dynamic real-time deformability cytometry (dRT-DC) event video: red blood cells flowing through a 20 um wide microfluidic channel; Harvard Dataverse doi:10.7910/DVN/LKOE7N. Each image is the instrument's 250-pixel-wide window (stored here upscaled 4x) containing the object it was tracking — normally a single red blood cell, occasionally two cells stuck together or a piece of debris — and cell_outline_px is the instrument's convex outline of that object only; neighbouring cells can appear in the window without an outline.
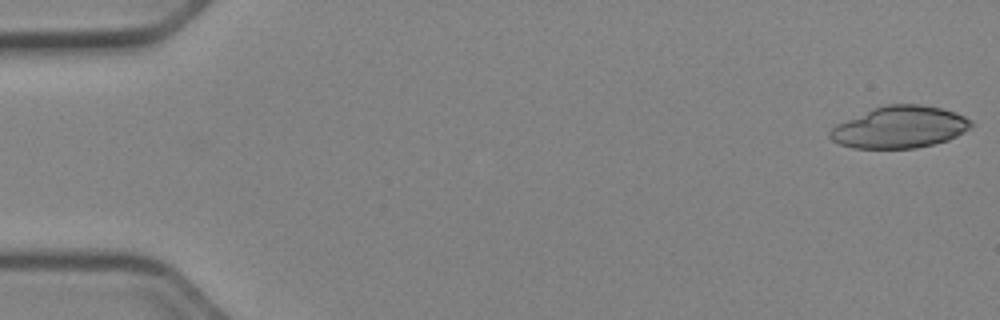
{"species": "Egyptian fruit bat (a non-hibernating species)", "species_latin": "Rousettus aegyptiacus", "temperature_condition": "cold", "stored_images_in_passage": 23, "camera_frame_rate_fps": 3000, "um_per_image_px": 0.085, "animal": {"sex": "female"}, "frame": {"image": 1, "passage_image": 1, "time_ms": 0.0, "image_size_px": [1000, 320], "cell_outline_px": [[976, 124], [972, 128], [948, 140], [916, 148], [852, 148], [840, 144], [832, 140], [828, 136], [828, 132], [836, 124], [872, 108], [888, 104], [920, 104], [940, 108], [964, 116], [972, 120]], "centroid_in_image_um": [76.48, 10.81], "position_along_channel_um": 8.5, "area_um2": 34.51}}